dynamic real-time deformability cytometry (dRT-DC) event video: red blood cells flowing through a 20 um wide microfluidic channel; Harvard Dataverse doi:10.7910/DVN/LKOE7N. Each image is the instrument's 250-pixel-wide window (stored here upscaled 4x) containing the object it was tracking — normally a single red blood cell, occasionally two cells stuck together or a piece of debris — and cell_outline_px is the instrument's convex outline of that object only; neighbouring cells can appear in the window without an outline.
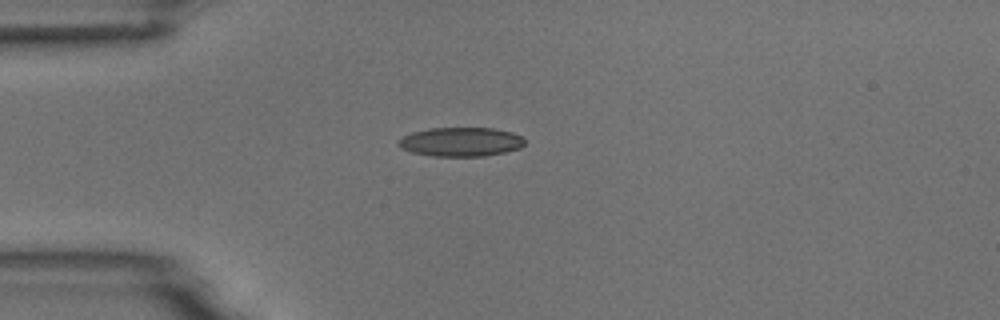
{"species": "common noctule bat (a hibernating species)", "species_latin": "Nyctalus noctula", "temperature_condition": "room temperature", "stored_images_in_passage": 2, "camera_frame_rate_fps": 3000, "um_per_image_px": 0.085, "animal": {"sex": "male", "body_mass_g": 18.8}, "frame": {"image": 1, "passage_image": 1, "time_ms": 0.0, "image_size_px": [1000, 320], "cell_outline_px": [[524, 144], [520, 148], [504, 152], [484, 156], [432, 156], [412, 152], [400, 148], [396, 144], [396, 140], [412, 132], [428, 128], [492, 128], [512, 132], [520, 136], [524, 140]], "centroid_in_image_um": [39.12, 12.05], "position_along_channel_um": 45.9, "area_um2": 21.44}}